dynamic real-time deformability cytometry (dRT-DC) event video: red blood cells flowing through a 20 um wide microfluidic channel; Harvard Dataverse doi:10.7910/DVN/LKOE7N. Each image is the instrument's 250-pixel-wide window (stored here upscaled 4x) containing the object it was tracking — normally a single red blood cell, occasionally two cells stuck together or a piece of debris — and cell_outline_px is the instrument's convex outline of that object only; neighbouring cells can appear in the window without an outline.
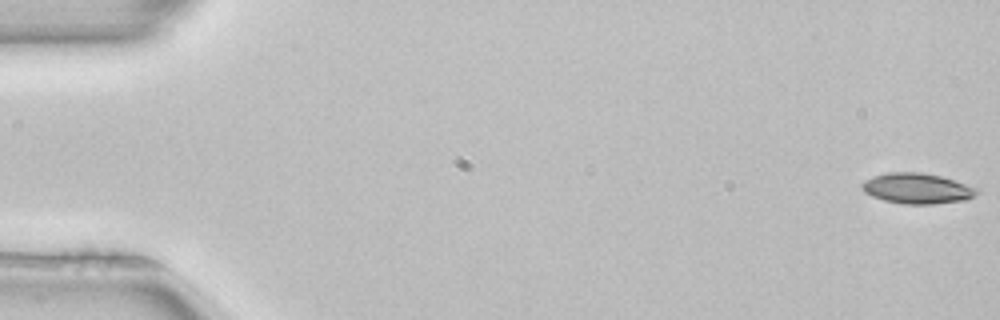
{"species": "common noctule bat (a hibernating species)", "species_latin": "Nyctalus noctula", "temperature_condition": "room temperature", "stored_images_in_passage": 52, "camera_frame_rate_fps": 3000, "um_per_image_px": 0.085, "animal": {"sex": "female", "body_mass_g": 22.7, "forearm_length_mm": 54.2}, "frame": {"image": 1, "passage_image": 1, "time_ms": 0.0, "image_size_px": [1000, 320], "cell_outline_px": [[980, 192], [968, 200], [932, 204], [904, 204], [884, 200], [872, 196], [864, 192], [860, 184], [864, 180], [872, 176], [888, 172], [920, 172], [940, 176], [980, 188]], "centroid_in_image_um": [77.97, 16.02], "position_along_channel_um": 7.0, "area_um2": 20.63}}
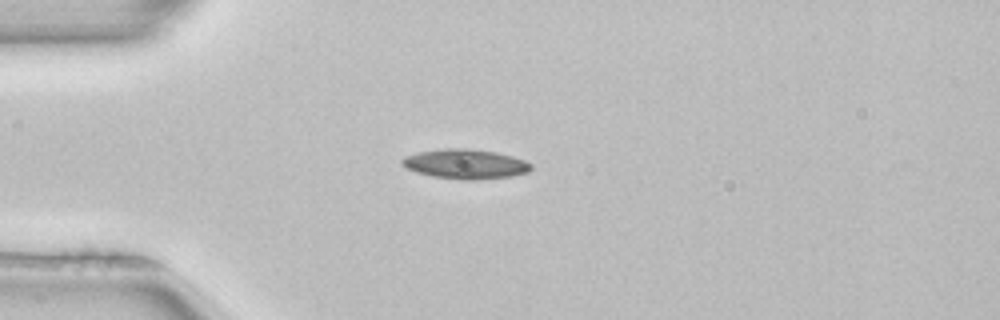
{"frame": {"image": 2, "passage_image": 14, "time_ms": 4.333, "image_size_px": [1000, 320], "cell_outline_px": [[532, 168], [528, 172], [512, 176], [480, 180], [460, 180], [432, 176], [416, 172], [400, 164], [400, 160], [404, 156], [420, 152], [444, 148], [468, 148], [496, 152], [512, 156], [524, 160], [532, 164]], "centroid_in_image_um": [39.56, 13.95], "position_along_channel_um": 45.4, "area_um2": 22.48}}
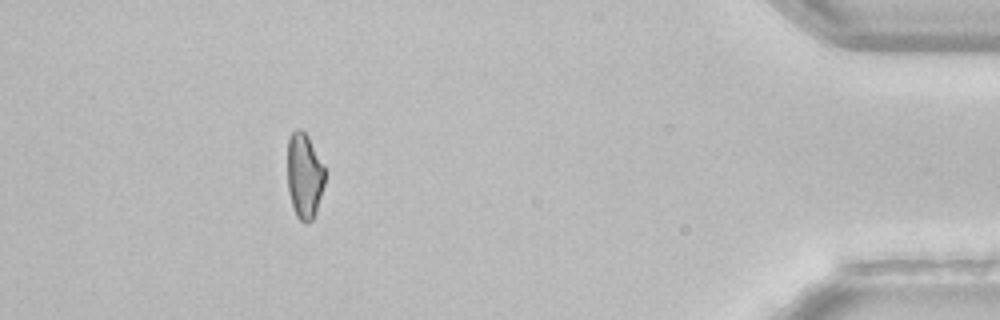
{"frame": {"image": 3, "passage_image": 47, "time_ms": 15.333, "image_size_px": [1000, 320], "cell_outline_px": [[324, 184], [316, 212], [312, 220], [308, 224], [304, 224], [296, 216], [288, 192], [288, 136], [296, 128], [300, 128], [308, 136], [324, 168]], "centroid_in_image_um": [25.85, 14.96], "position_along_channel_um": 409.3, "area_um2": 18.55}, "authors_computed_cell_mechanics": {"area_um2": 20.1144, "velocity_mm_per_s": 4.008, "shape_relaxation_time_tau1_ms": 11.0314, "shape_relaxation_time_tau2_ms": null, "deformation_change_tau1": 0.2088, "deformation_change_tau2": null}}